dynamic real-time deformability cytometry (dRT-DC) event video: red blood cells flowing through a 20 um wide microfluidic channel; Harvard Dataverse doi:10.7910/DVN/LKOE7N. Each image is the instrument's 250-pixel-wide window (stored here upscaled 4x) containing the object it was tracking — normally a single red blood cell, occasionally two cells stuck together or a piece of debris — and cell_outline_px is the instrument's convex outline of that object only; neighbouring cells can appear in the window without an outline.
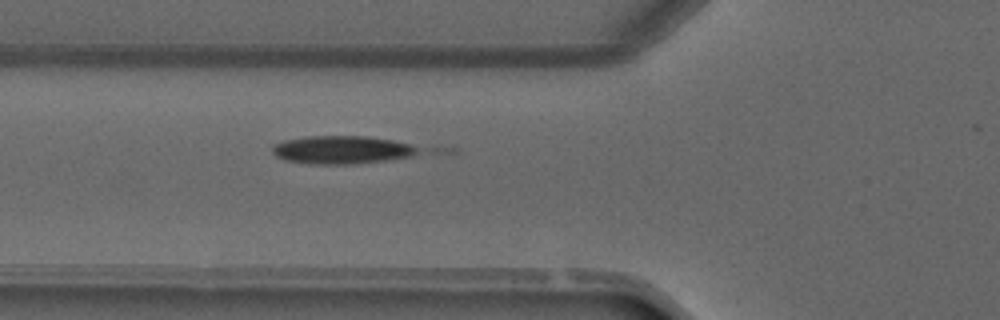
{"species": "common noctule bat (a hibernating species)", "species_latin": "Nyctalus noctula", "temperature_condition": "warm", "stored_images_in_passage": 3, "camera_frame_rate_fps": 3000, "um_per_image_px": 0.085, "animal": {"sex": "male", "forearm_length_mm": 52.5}, "frame": {"image": 1, "passage_image": 3, "time_ms": 2.667, "image_size_px": [1000, 320], "cell_outline_px": [[420, 152], [412, 156], [384, 160], [352, 164], [312, 164], [284, 160], [276, 156], [272, 152], [272, 144], [284, 140], [304, 136], [364, 136], [392, 140], [408, 144], [416, 148]], "centroid_in_image_um": [28.97, 12.73], "position_along_channel_um": 96.8, "area_um2": 23.76}}